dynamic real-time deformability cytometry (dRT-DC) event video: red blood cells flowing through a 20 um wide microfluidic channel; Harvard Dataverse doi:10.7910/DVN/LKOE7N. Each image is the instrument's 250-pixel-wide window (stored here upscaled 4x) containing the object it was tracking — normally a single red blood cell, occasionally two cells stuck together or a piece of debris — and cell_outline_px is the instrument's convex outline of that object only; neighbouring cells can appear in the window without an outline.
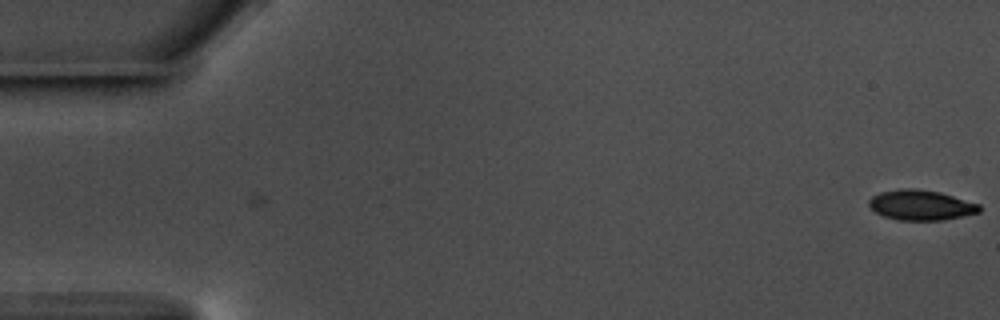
{"species": "common noctule bat (a hibernating species)", "species_latin": "Nyctalus noctula", "temperature_condition": "warm", "stored_images_in_passage": 6, "camera_frame_rate_fps": 3000, "um_per_image_px": 0.085, "animal": {"sex": "male", "body_mass_g": 17.5, "forearm_length_mm": 52.3}, "frame": {"image": 1, "passage_image": 6, "time_ms": 1.667, "image_size_px": [1000, 320], "cell_outline_px": [[980, 212], [944, 220], [900, 220], [884, 216], [876, 212], [868, 204], [868, 200], [872, 196], [880, 192], [900, 188], [916, 188], [940, 192], [980, 204]], "centroid_in_image_um": [78.27, 17.42], "position_along_channel_um": 6.7, "area_um2": 19.42}}